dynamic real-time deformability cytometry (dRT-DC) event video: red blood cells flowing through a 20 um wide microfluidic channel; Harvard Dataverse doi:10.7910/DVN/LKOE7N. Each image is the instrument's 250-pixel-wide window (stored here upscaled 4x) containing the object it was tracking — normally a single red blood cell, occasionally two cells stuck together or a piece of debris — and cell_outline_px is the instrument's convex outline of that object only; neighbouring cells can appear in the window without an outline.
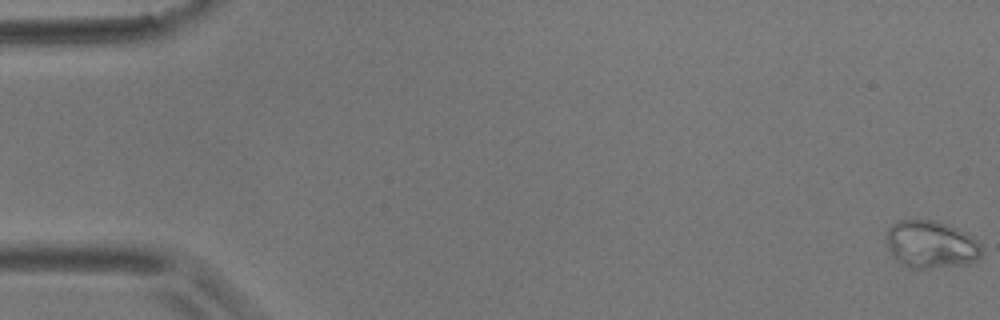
{"species": "common noctule bat (a hibernating species)", "species_latin": "Nyctalus noctula", "temperature_condition": "room temperature", "stored_images_in_passage": 57, "camera_frame_rate_fps": 3000, "um_per_image_px": 0.085, "animal": {"sex": "male", "body_mass_g": 17.9}, "frame": {"image": 1, "passage_image": 1, "time_ms": 0.0, "image_size_px": [1000, 320], "cell_outline_px": [[980, 256], [976, 260], [968, 264], [924, 268], [908, 268], [900, 264], [892, 256], [888, 248], [888, 228], [892, 224], [900, 220], [936, 220], [960, 228], [968, 232], [980, 244]], "centroid_in_image_um": [79.14, 20.77], "position_along_channel_um": 5.9, "area_um2": 26.47}}
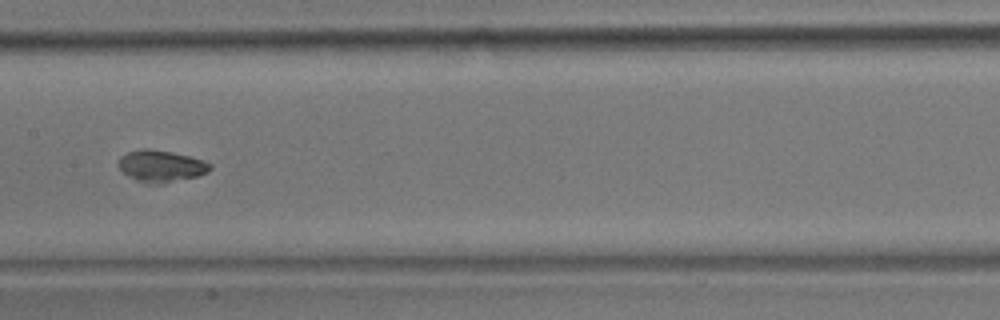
{"frame": {"image": 2, "passage_image": 29, "time_ms": 9.333, "image_size_px": [1000, 320], "cell_outline_px": [[212, 168], [208, 172], [196, 176], [164, 184], [148, 184], [136, 180], [124, 172], [116, 164], [120, 156], [128, 152], [144, 148], [148, 148], [172, 152], [188, 156], [212, 164]], "centroid_in_image_um": [13.67, 14.12], "position_along_channel_um": 193.7, "area_um2": 16.94}}
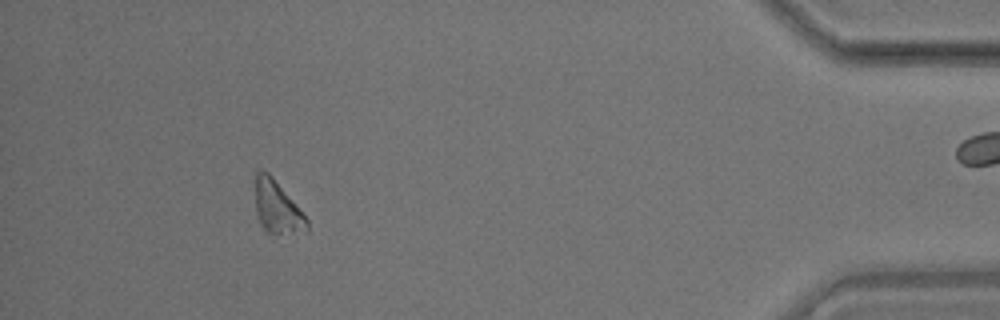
{"frame": {"image": 3, "passage_image": 52, "time_ms": 17.0, "image_size_px": [1000, 320], "cell_outline_px": [[308, 232], [264, 232], [256, 216], [256, 172], [260, 168], [268, 172], [272, 176], [308, 220]], "centroid_in_image_um": [23.53, 17.6], "position_along_channel_um": 411.7, "area_um2": 15.43}}